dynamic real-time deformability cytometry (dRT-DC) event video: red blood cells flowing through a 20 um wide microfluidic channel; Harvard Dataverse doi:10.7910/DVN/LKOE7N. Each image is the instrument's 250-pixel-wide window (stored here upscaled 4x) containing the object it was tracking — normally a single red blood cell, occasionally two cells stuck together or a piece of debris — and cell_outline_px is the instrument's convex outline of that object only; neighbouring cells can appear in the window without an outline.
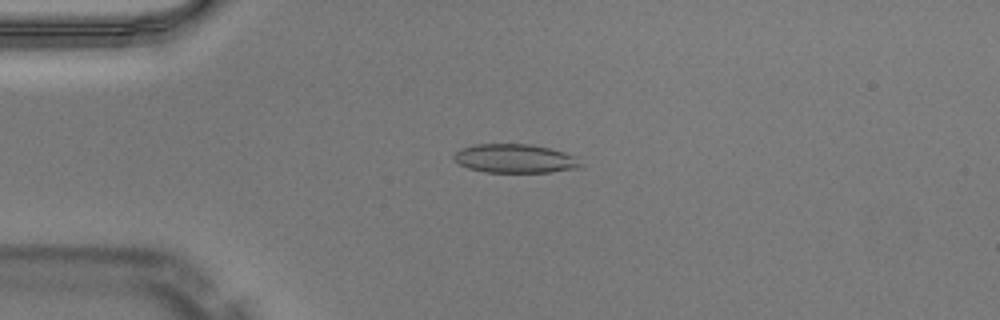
{"species": "Egyptian fruit bat (a non-hibernating species)", "species_latin": "Rousettus aegyptiacus", "temperature_condition": "warm", "stored_images_in_passage": 49, "camera_frame_rate_fps": 3000, "um_per_image_px": 0.085, "animal": {"sex": "male"}, "frame": {"image": 1, "passage_image": 12, "time_ms": 3.667, "image_size_px": [1000, 320], "cell_outline_px": [[584, 168], [552, 172], [488, 172], [468, 168], [452, 160], [452, 156], [460, 148], [472, 144], [532, 144], [564, 152], [576, 156]], "centroid_in_image_um": [43.78, 13.47], "position_along_channel_um": 41.2, "area_um2": 21.56}}
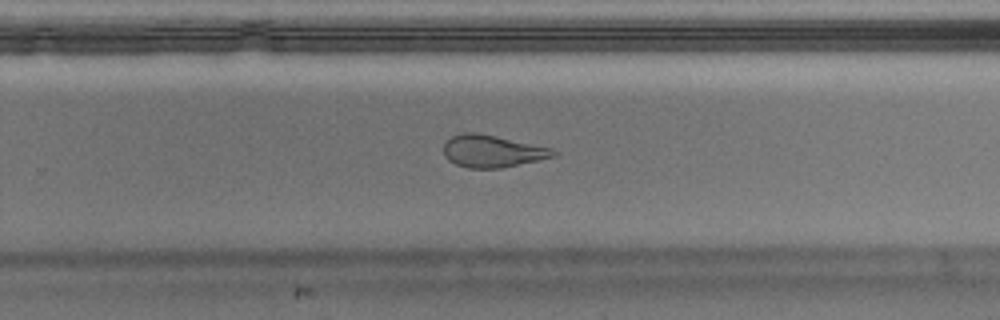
{"frame": {"image": 2, "passage_image": 32, "time_ms": 10.333, "image_size_px": [1000, 320], "cell_outline_px": [[556, 156], [500, 168], [468, 168], [456, 164], [448, 160], [444, 156], [444, 144], [452, 136], [460, 132], [476, 132], [496, 136], [552, 148], [556, 152]], "centroid_in_image_um": [41.81, 12.84], "position_along_channel_um": 288.0, "area_um2": 20.46}}
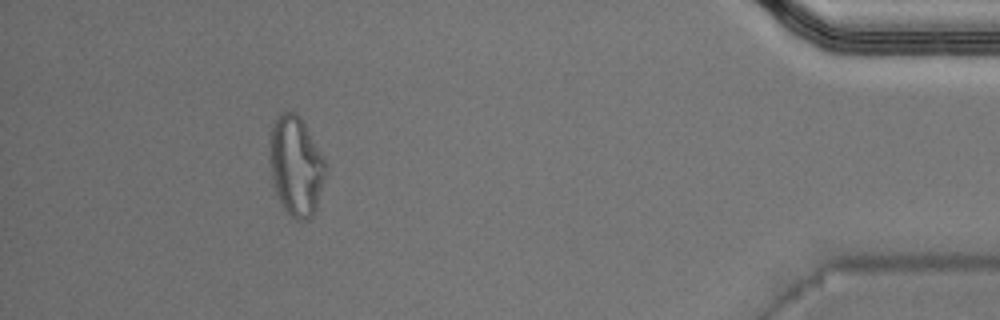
{"frame": {"image": 3, "passage_image": 45, "time_ms": 14.667, "image_size_px": [1000, 320], "cell_outline_px": [[328, 172], [316, 208], [312, 216], [308, 220], [296, 220], [284, 208], [276, 192], [272, 180], [268, 160], [268, 132], [272, 124], [280, 112], [296, 112], [300, 116], [324, 156]], "centroid_in_image_um": [25.15, 14.06], "position_along_channel_um": 410.1, "area_um2": 33.29}, "authors_computed_cell_mechanics": {"area_um2": 22.4264, "velocity_mm_per_s": 4.0748, "shape_relaxation_time_tau1_ms": 8.5972, "shape_relaxation_time_tau2_ms": 1.446, "deformation_change_tau1": 0.2706, "deformation_change_tau2": 0.101}}